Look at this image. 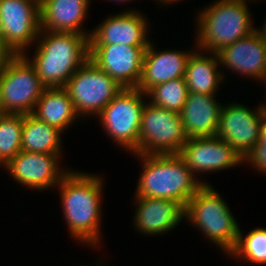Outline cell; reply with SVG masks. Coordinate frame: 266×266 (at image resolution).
Wrapping results in <instances>:
<instances>
[{
	"instance_id": "1",
	"label": "cell",
	"mask_w": 266,
	"mask_h": 266,
	"mask_svg": "<svg viewBox=\"0 0 266 266\" xmlns=\"http://www.w3.org/2000/svg\"><path fill=\"white\" fill-rule=\"evenodd\" d=\"M99 176L69 169L56 186L69 233L76 241L92 248L101 245V196L105 186Z\"/></svg>"
},
{
	"instance_id": "2",
	"label": "cell",
	"mask_w": 266,
	"mask_h": 266,
	"mask_svg": "<svg viewBox=\"0 0 266 266\" xmlns=\"http://www.w3.org/2000/svg\"><path fill=\"white\" fill-rule=\"evenodd\" d=\"M89 37L40 30L32 58L26 52L23 55L34 66L46 88L65 87L77 69L89 60Z\"/></svg>"
},
{
	"instance_id": "3",
	"label": "cell",
	"mask_w": 266,
	"mask_h": 266,
	"mask_svg": "<svg viewBox=\"0 0 266 266\" xmlns=\"http://www.w3.org/2000/svg\"><path fill=\"white\" fill-rule=\"evenodd\" d=\"M142 172L139 176L137 197L169 199L178 202L184 209L190 198L204 185L193 174L178 154H139Z\"/></svg>"
},
{
	"instance_id": "4",
	"label": "cell",
	"mask_w": 266,
	"mask_h": 266,
	"mask_svg": "<svg viewBox=\"0 0 266 266\" xmlns=\"http://www.w3.org/2000/svg\"><path fill=\"white\" fill-rule=\"evenodd\" d=\"M251 0H216L199 10L196 23V47L216 54L240 38L255 31L248 2Z\"/></svg>"
},
{
	"instance_id": "5",
	"label": "cell",
	"mask_w": 266,
	"mask_h": 266,
	"mask_svg": "<svg viewBox=\"0 0 266 266\" xmlns=\"http://www.w3.org/2000/svg\"><path fill=\"white\" fill-rule=\"evenodd\" d=\"M184 219L225 253L234 249L240 226L226 201L211 184H204L189 199Z\"/></svg>"
},
{
	"instance_id": "6",
	"label": "cell",
	"mask_w": 266,
	"mask_h": 266,
	"mask_svg": "<svg viewBox=\"0 0 266 266\" xmlns=\"http://www.w3.org/2000/svg\"><path fill=\"white\" fill-rule=\"evenodd\" d=\"M46 87L23 55H12L0 69V102L6 114H32Z\"/></svg>"
},
{
	"instance_id": "7",
	"label": "cell",
	"mask_w": 266,
	"mask_h": 266,
	"mask_svg": "<svg viewBox=\"0 0 266 266\" xmlns=\"http://www.w3.org/2000/svg\"><path fill=\"white\" fill-rule=\"evenodd\" d=\"M146 96L138 88H123L96 116L117 146L127 152H139V128Z\"/></svg>"
},
{
	"instance_id": "8",
	"label": "cell",
	"mask_w": 266,
	"mask_h": 266,
	"mask_svg": "<svg viewBox=\"0 0 266 266\" xmlns=\"http://www.w3.org/2000/svg\"><path fill=\"white\" fill-rule=\"evenodd\" d=\"M187 140L180 113L145 102L139 128V154H178Z\"/></svg>"
},
{
	"instance_id": "9",
	"label": "cell",
	"mask_w": 266,
	"mask_h": 266,
	"mask_svg": "<svg viewBox=\"0 0 266 266\" xmlns=\"http://www.w3.org/2000/svg\"><path fill=\"white\" fill-rule=\"evenodd\" d=\"M64 88L81 119L96 117L123 89L90 60L77 69Z\"/></svg>"
},
{
	"instance_id": "10",
	"label": "cell",
	"mask_w": 266,
	"mask_h": 266,
	"mask_svg": "<svg viewBox=\"0 0 266 266\" xmlns=\"http://www.w3.org/2000/svg\"><path fill=\"white\" fill-rule=\"evenodd\" d=\"M40 30V0H0V37L12 55L32 47Z\"/></svg>"
},
{
	"instance_id": "11",
	"label": "cell",
	"mask_w": 266,
	"mask_h": 266,
	"mask_svg": "<svg viewBox=\"0 0 266 266\" xmlns=\"http://www.w3.org/2000/svg\"><path fill=\"white\" fill-rule=\"evenodd\" d=\"M266 104L255 109L239 103L221 107L217 137L224 139L244 159L259 141L262 116Z\"/></svg>"
},
{
	"instance_id": "12",
	"label": "cell",
	"mask_w": 266,
	"mask_h": 266,
	"mask_svg": "<svg viewBox=\"0 0 266 266\" xmlns=\"http://www.w3.org/2000/svg\"><path fill=\"white\" fill-rule=\"evenodd\" d=\"M148 46L90 44L89 60L105 71L122 88H137Z\"/></svg>"
},
{
	"instance_id": "13",
	"label": "cell",
	"mask_w": 266,
	"mask_h": 266,
	"mask_svg": "<svg viewBox=\"0 0 266 266\" xmlns=\"http://www.w3.org/2000/svg\"><path fill=\"white\" fill-rule=\"evenodd\" d=\"M61 154L20 151L4 167L16 183L32 190L54 189L69 171L59 166Z\"/></svg>"
},
{
	"instance_id": "14",
	"label": "cell",
	"mask_w": 266,
	"mask_h": 266,
	"mask_svg": "<svg viewBox=\"0 0 266 266\" xmlns=\"http://www.w3.org/2000/svg\"><path fill=\"white\" fill-rule=\"evenodd\" d=\"M178 155L197 177L244 164V159L224 139L217 136L188 138Z\"/></svg>"
},
{
	"instance_id": "15",
	"label": "cell",
	"mask_w": 266,
	"mask_h": 266,
	"mask_svg": "<svg viewBox=\"0 0 266 266\" xmlns=\"http://www.w3.org/2000/svg\"><path fill=\"white\" fill-rule=\"evenodd\" d=\"M148 20L138 10H125L109 15L93 28L90 44H124L128 46H149Z\"/></svg>"
},
{
	"instance_id": "16",
	"label": "cell",
	"mask_w": 266,
	"mask_h": 266,
	"mask_svg": "<svg viewBox=\"0 0 266 266\" xmlns=\"http://www.w3.org/2000/svg\"><path fill=\"white\" fill-rule=\"evenodd\" d=\"M216 54L220 67L263 82L266 75V43L256 30Z\"/></svg>"
},
{
	"instance_id": "17",
	"label": "cell",
	"mask_w": 266,
	"mask_h": 266,
	"mask_svg": "<svg viewBox=\"0 0 266 266\" xmlns=\"http://www.w3.org/2000/svg\"><path fill=\"white\" fill-rule=\"evenodd\" d=\"M136 202L134 229L148 235H163L172 231L185 216V209L176 201L134 196Z\"/></svg>"
},
{
	"instance_id": "18",
	"label": "cell",
	"mask_w": 266,
	"mask_h": 266,
	"mask_svg": "<svg viewBox=\"0 0 266 266\" xmlns=\"http://www.w3.org/2000/svg\"><path fill=\"white\" fill-rule=\"evenodd\" d=\"M195 50L156 51L150 42L143 58L142 74L137 88L147 93L151 88L167 81L184 78L187 61Z\"/></svg>"
},
{
	"instance_id": "19",
	"label": "cell",
	"mask_w": 266,
	"mask_h": 266,
	"mask_svg": "<svg viewBox=\"0 0 266 266\" xmlns=\"http://www.w3.org/2000/svg\"><path fill=\"white\" fill-rule=\"evenodd\" d=\"M91 0H40L41 30L72 32L90 36L83 22ZM89 31V32H88Z\"/></svg>"
},
{
	"instance_id": "20",
	"label": "cell",
	"mask_w": 266,
	"mask_h": 266,
	"mask_svg": "<svg viewBox=\"0 0 266 266\" xmlns=\"http://www.w3.org/2000/svg\"><path fill=\"white\" fill-rule=\"evenodd\" d=\"M215 95L188 92L181 114L188 138L216 136L222 105Z\"/></svg>"
},
{
	"instance_id": "21",
	"label": "cell",
	"mask_w": 266,
	"mask_h": 266,
	"mask_svg": "<svg viewBox=\"0 0 266 266\" xmlns=\"http://www.w3.org/2000/svg\"><path fill=\"white\" fill-rule=\"evenodd\" d=\"M197 50L190 55L186 65L184 79L188 92L216 95L225 78L224 71L218 66V56L209 52L205 55V52Z\"/></svg>"
},
{
	"instance_id": "22",
	"label": "cell",
	"mask_w": 266,
	"mask_h": 266,
	"mask_svg": "<svg viewBox=\"0 0 266 266\" xmlns=\"http://www.w3.org/2000/svg\"><path fill=\"white\" fill-rule=\"evenodd\" d=\"M32 115L63 132L71 127L76 119L80 120L74 103L64 87L45 88Z\"/></svg>"
},
{
	"instance_id": "23",
	"label": "cell",
	"mask_w": 266,
	"mask_h": 266,
	"mask_svg": "<svg viewBox=\"0 0 266 266\" xmlns=\"http://www.w3.org/2000/svg\"><path fill=\"white\" fill-rule=\"evenodd\" d=\"M59 128L38 120L32 114L24 115L21 150L35 153L62 154V134Z\"/></svg>"
},
{
	"instance_id": "24",
	"label": "cell",
	"mask_w": 266,
	"mask_h": 266,
	"mask_svg": "<svg viewBox=\"0 0 266 266\" xmlns=\"http://www.w3.org/2000/svg\"><path fill=\"white\" fill-rule=\"evenodd\" d=\"M24 115L4 114L0 118V167L21 151Z\"/></svg>"
},
{
	"instance_id": "25",
	"label": "cell",
	"mask_w": 266,
	"mask_h": 266,
	"mask_svg": "<svg viewBox=\"0 0 266 266\" xmlns=\"http://www.w3.org/2000/svg\"><path fill=\"white\" fill-rule=\"evenodd\" d=\"M227 255L243 262L266 264V228L257 227L245 236L240 228L236 245Z\"/></svg>"
},
{
	"instance_id": "26",
	"label": "cell",
	"mask_w": 266,
	"mask_h": 266,
	"mask_svg": "<svg viewBox=\"0 0 266 266\" xmlns=\"http://www.w3.org/2000/svg\"><path fill=\"white\" fill-rule=\"evenodd\" d=\"M188 87L184 78H176L151 88L146 96L155 106L180 113L186 102Z\"/></svg>"
},
{
	"instance_id": "27",
	"label": "cell",
	"mask_w": 266,
	"mask_h": 266,
	"mask_svg": "<svg viewBox=\"0 0 266 266\" xmlns=\"http://www.w3.org/2000/svg\"><path fill=\"white\" fill-rule=\"evenodd\" d=\"M244 163L250 164L255 172L266 174V144L257 143L244 158Z\"/></svg>"
},
{
	"instance_id": "28",
	"label": "cell",
	"mask_w": 266,
	"mask_h": 266,
	"mask_svg": "<svg viewBox=\"0 0 266 266\" xmlns=\"http://www.w3.org/2000/svg\"><path fill=\"white\" fill-rule=\"evenodd\" d=\"M11 56L12 53L3 45L0 37V69L5 65V63Z\"/></svg>"
},
{
	"instance_id": "29",
	"label": "cell",
	"mask_w": 266,
	"mask_h": 266,
	"mask_svg": "<svg viewBox=\"0 0 266 266\" xmlns=\"http://www.w3.org/2000/svg\"><path fill=\"white\" fill-rule=\"evenodd\" d=\"M258 143L266 144V112L262 116Z\"/></svg>"
},
{
	"instance_id": "30",
	"label": "cell",
	"mask_w": 266,
	"mask_h": 266,
	"mask_svg": "<svg viewBox=\"0 0 266 266\" xmlns=\"http://www.w3.org/2000/svg\"><path fill=\"white\" fill-rule=\"evenodd\" d=\"M263 27L260 29H258L256 27V31L261 35L263 41L266 43V21H264V25H262Z\"/></svg>"
},
{
	"instance_id": "31",
	"label": "cell",
	"mask_w": 266,
	"mask_h": 266,
	"mask_svg": "<svg viewBox=\"0 0 266 266\" xmlns=\"http://www.w3.org/2000/svg\"><path fill=\"white\" fill-rule=\"evenodd\" d=\"M155 1H158L159 2V4L161 3V5L163 4V6L164 5H166V6H168L167 4H173V3H177L178 1H180V0H155ZM182 1V0H181Z\"/></svg>"
},
{
	"instance_id": "32",
	"label": "cell",
	"mask_w": 266,
	"mask_h": 266,
	"mask_svg": "<svg viewBox=\"0 0 266 266\" xmlns=\"http://www.w3.org/2000/svg\"><path fill=\"white\" fill-rule=\"evenodd\" d=\"M110 1H113V2H116V3H125L126 1L128 2V1H132V0H110Z\"/></svg>"
},
{
	"instance_id": "33",
	"label": "cell",
	"mask_w": 266,
	"mask_h": 266,
	"mask_svg": "<svg viewBox=\"0 0 266 266\" xmlns=\"http://www.w3.org/2000/svg\"><path fill=\"white\" fill-rule=\"evenodd\" d=\"M5 114L4 110L2 109L1 102H0V118Z\"/></svg>"
},
{
	"instance_id": "34",
	"label": "cell",
	"mask_w": 266,
	"mask_h": 266,
	"mask_svg": "<svg viewBox=\"0 0 266 266\" xmlns=\"http://www.w3.org/2000/svg\"><path fill=\"white\" fill-rule=\"evenodd\" d=\"M263 84L266 85V75H265V77H264V79H263ZM265 87H266V86H265Z\"/></svg>"
}]
</instances>
